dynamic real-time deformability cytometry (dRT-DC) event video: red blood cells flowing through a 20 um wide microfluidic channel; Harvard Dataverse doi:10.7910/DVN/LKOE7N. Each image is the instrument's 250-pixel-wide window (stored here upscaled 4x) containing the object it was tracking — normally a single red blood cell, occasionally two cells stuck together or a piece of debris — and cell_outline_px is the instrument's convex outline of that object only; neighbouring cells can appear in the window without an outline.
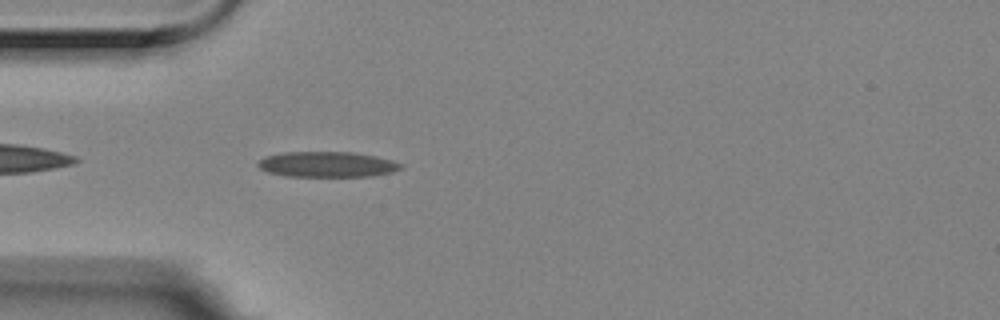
{"species": "Egyptian fruit bat (a non-hibernating species)", "species_latin": "Rousettus aegyptiacus", "temperature_condition": "room temperature", "stored_images_in_passage": 4, "camera_frame_rate_fps": 3000, "um_per_image_px": 0.085, "animal": {"sex": "female"}, "frame": {"image": 1, "passage_image": 4, "time_ms": 1.0, "image_size_px": [1000, 320], "cell_outline_px": [[404, 168], [392, 172], [372, 176], [288, 176], [268, 172], [260, 168], [256, 164], [264, 156], [284, 152], [352, 152], [376, 156], [392, 160], [404, 164]], "centroid_in_image_um": [27.84, 13.97], "position_along_channel_um": 57.2, "area_um2": 21.27}}